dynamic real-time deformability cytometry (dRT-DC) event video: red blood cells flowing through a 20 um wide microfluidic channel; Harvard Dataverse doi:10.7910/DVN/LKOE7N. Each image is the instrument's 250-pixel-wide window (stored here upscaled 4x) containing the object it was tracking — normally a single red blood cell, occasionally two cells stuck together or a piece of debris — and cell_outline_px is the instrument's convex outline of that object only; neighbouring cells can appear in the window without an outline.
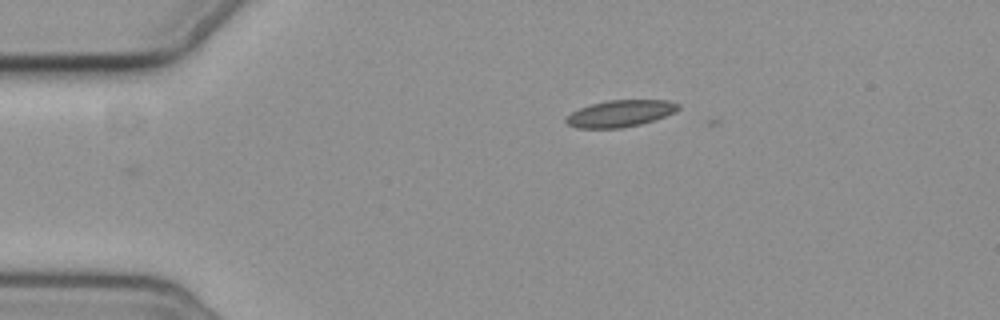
{"species": "common noctule bat (a hibernating species)", "species_latin": "Nyctalus noctula", "temperature_condition": "cold", "stored_images_in_passage": 4, "camera_frame_rate_fps": 3000, "um_per_image_px": 0.085, "animal": {"sex": "female", "body_mass_g": 19.3, "forearm_length_mm": 54.1}, "frame": {"image": 1, "passage_image": 4, "time_ms": 4.667, "image_size_px": [1000, 320], "cell_outline_px": [[680, 108], [676, 112], [640, 124], [620, 128], [576, 128], [568, 124], [564, 120], [572, 112], [580, 108], [592, 104], [608, 100], [668, 100], [680, 104]], "centroid_in_image_um": [52.74, 9.64], "position_along_channel_um": 32.3, "area_um2": 17.34}}